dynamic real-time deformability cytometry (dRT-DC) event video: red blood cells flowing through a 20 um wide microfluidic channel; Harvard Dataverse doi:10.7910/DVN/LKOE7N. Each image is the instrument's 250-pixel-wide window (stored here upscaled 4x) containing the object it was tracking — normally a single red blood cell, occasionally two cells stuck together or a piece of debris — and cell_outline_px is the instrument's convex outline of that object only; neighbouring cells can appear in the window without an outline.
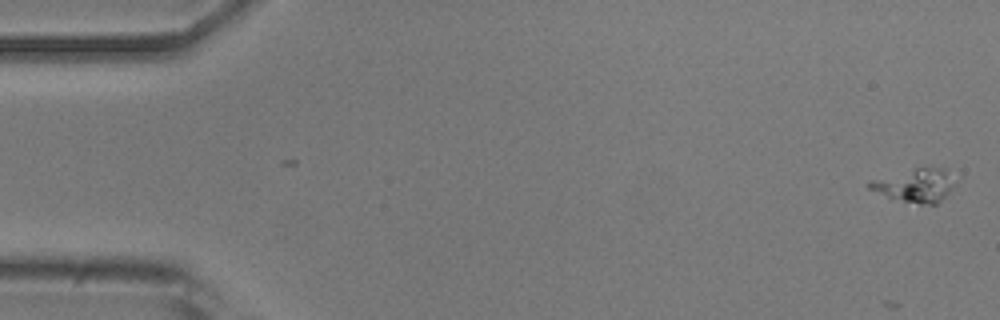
{"species": "common noctule bat (a hibernating species)", "species_latin": "Nyctalus noctula", "temperature_condition": "room temperature", "stored_images_in_passage": 20, "camera_frame_rate_fps": 3000, "um_per_image_px": 0.085, "animal": {"sex": "male", "body_mass_g": 20.5, "forearm_length_mm": 52.5}, "frame": {"image": 1, "passage_image": 1, "time_ms": 0.0, "image_size_px": [1000, 320], "cell_outline_px": [[952, 184], [948, 192], [936, 204], [920, 204], [888, 196], [868, 188], [868, 184], [872, 180], [916, 168], [948, 168]], "centroid_in_image_um": [77.8, 15.74], "position_along_channel_um": 7.2, "area_um2": 15.66}}
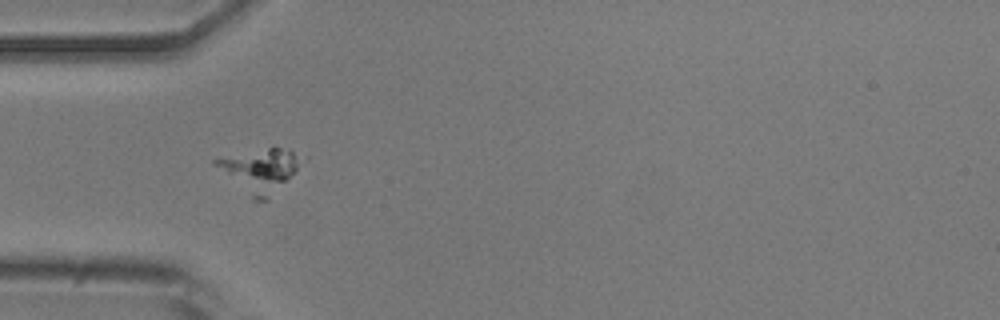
{"frame": {"image": 2, "passage_image": 16, "time_ms": 5.0, "image_size_px": [1000, 320], "cell_outline_px": [[300, 160], [296, 168], [268, 200], [256, 200], [212, 164], [212, 160], [268, 148], [280, 148], [292, 152], [300, 156]], "centroid_in_image_um": [22.04, 14.48], "position_along_channel_um": 63.0, "area_um2": 20.11}}
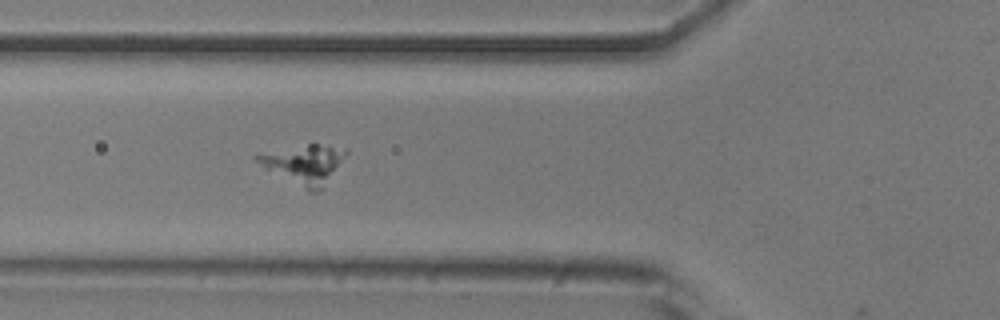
{"frame": {"image": 3, "passage_image": 19, "time_ms": 6.0, "image_size_px": [1000, 320], "cell_outline_px": [[348, 152], [320, 188], [316, 192], [308, 192], [264, 168], [252, 160], [252, 156], [308, 144], [316, 144]], "centroid_in_image_um": [25.73, 13.99], "position_along_channel_um": 100.1, "area_um2": 19.19}}